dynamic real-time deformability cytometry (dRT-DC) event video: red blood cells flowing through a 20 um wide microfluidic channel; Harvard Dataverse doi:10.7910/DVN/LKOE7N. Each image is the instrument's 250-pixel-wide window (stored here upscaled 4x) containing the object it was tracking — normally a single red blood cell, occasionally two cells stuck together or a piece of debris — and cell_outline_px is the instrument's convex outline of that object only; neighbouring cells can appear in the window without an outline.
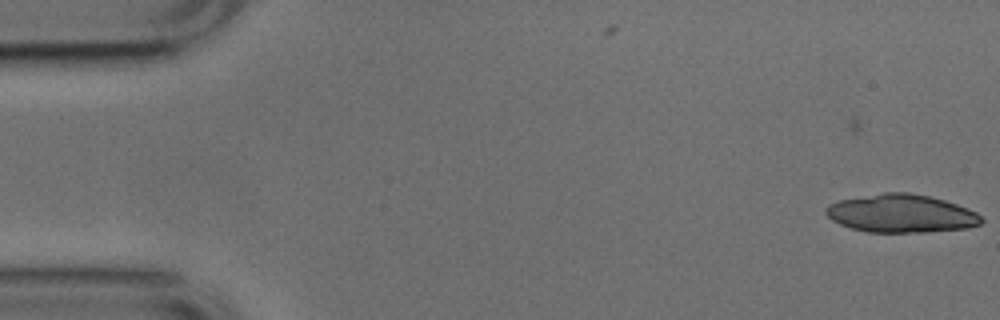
{"species": "common noctule bat (a hibernating species)", "species_latin": "Nyctalus noctula", "temperature_condition": "cold", "stored_images_in_passage": 23, "camera_frame_rate_fps": 3000, "um_per_image_px": 0.085, "animal": {"sex": "male", "body_mass_g": 17.9, "forearm_length_mm": 54.2}, "frame": {"image": 1, "passage_image": 1, "time_ms": 0.0, "image_size_px": [1000, 320], "cell_outline_px": [[984, 220], [980, 224], [968, 228], [924, 232], [868, 232], [852, 228], [840, 224], [832, 220], [824, 212], [824, 208], [828, 204], [840, 200], [884, 192], [908, 192], [928, 196], [944, 200], [968, 208], [976, 212]], "centroid_in_image_um": [76.6, 18.14], "position_along_channel_um": 8.4, "area_um2": 34.51}}